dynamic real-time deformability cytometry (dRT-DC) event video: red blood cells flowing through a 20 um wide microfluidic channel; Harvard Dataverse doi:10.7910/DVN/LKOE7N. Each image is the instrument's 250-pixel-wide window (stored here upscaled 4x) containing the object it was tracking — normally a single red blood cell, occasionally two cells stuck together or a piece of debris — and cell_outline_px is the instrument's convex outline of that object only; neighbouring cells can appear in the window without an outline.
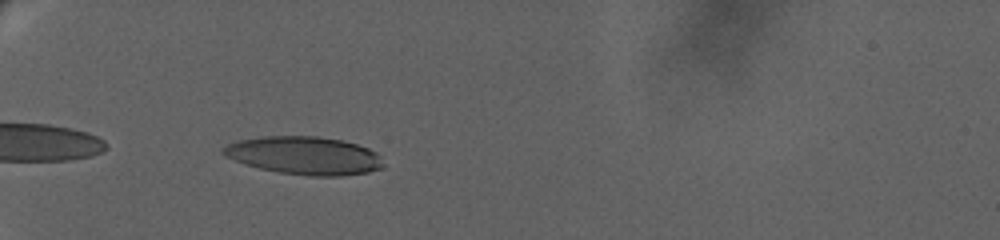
{"species": "human", "species_latin": "Homo sapiens", "temperature_condition": "warm", "stored_images_in_passage": 13, "camera_frame_rate_fps": 3000, "um_per_image_px": 0.085, "donor": {"sex": "female"}, "frame": {"image": 1, "passage_image": 11, "time_ms": 9.333, "image_size_px": [1000, 240], "cell_outline_px": [[384, 168], [368, 172], [340, 176], [312, 176], [280, 172], [260, 168], [244, 164], [224, 156], [220, 152], [228, 144], [236, 140], [260, 136], [316, 136], [340, 140], [356, 144], [368, 148], [376, 152], [380, 156]], "centroid_in_image_um": [25.85, 13.22], "position_along_channel_um": 59.2, "area_um2": 35.49}}
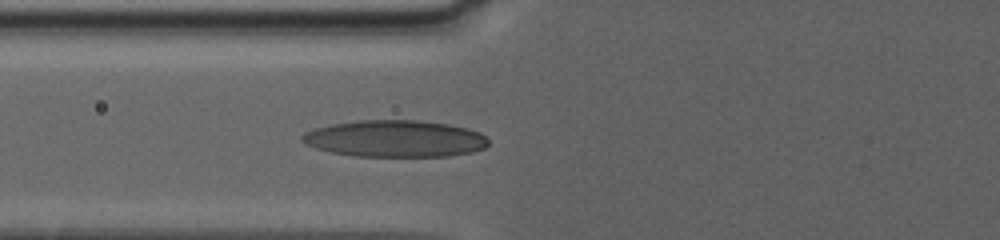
{"frame": {"image": 2, "passage_image": 13, "time_ms": 11.333, "image_size_px": [1000, 240], "cell_outline_px": [[488, 144], [484, 148], [472, 152], [448, 156], [356, 156], [332, 152], [316, 148], [304, 144], [300, 140], [300, 136], [304, 132], [316, 128], [332, 124], [356, 120], [416, 120], [448, 124], [468, 128], [480, 132], [488, 140]], "centroid_in_image_um": [33.56, 11.78], "position_along_channel_um": 92.2, "area_um2": 40.0}}